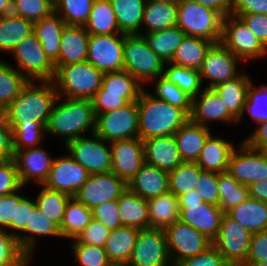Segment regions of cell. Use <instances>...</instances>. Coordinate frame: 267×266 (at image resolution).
Returning a JSON list of instances; mask_svg holds the SVG:
<instances>
[{
    "mask_svg": "<svg viewBox=\"0 0 267 266\" xmlns=\"http://www.w3.org/2000/svg\"><path fill=\"white\" fill-rule=\"evenodd\" d=\"M95 121L90 99L58 97L46 125V135L63 137L66 144L78 137L88 136L87 133L94 134Z\"/></svg>",
    "mask_w": 267,
    "mask_h": 266,
    "instance_id": "1",
    "label": "cell"
},
{
    "mask_svg": "<svg viewBox=\"0 0 267 266\" xmlns=\"http://www.w3.org/2000/svg\"><path fill=\"white\" fill-rule=\"evenodd\" d=\"M58 93L53 81H32L21 90L4 110L8 124H33V122L47 125Z\"/></svg>",
    "mask_w": 267,
    "mask_h": 266,
    "instance_id": "2",
    "label": "cell"
},
{
    "mask_svg": "<svg viewBox=\"0 0 267 266\" xmlns=\"http://www.w3.org/2000/svg\"><path fill=\"white\" fill-rule=\"evenodd\" d=\"M138 105L139 138L174 135L190 116L181 108L157 99L145 88L141 92Z\"/></svg>",
    "mask_w": 267,
    "mask_h": 266,
    "instance_id": "3",
    "label": "cell"
},
{
    "mask_svg": "<svg viewBox=\"0 0 267 266\" xmlns=\"http://www.w3.org/2000/svg\"><path fill=\"white\" fill-rule=\"evenodd\" d=\"M104 73L90 62L60 66L55 71L53 83L58 97L92 99L101 88Z\"/></svg>",
    "mask_w": 267,
    "mask_h": 266,
    "instance_id": "4",
    "label": "cell"
},
{
    "mask_svg": "<svg viewBox=\"0 0 267 266\" xmlns=\"http://www.w3.org/2000/svg\"><path fill=\"white\" fill-rule=\"evenodd\" d=\"M224 15L208 6L191 0L178 3L177 26L187 35L219 43Z\"/></svg>",
    "mask_w": 267,
    "mask_h": 266,
    "instance_id": "5",
    "label": "cell"
},
{
    "mask_svg": "<svg viewBox=\"0 0 267 266\" xmlns=\"http://www.w3.org/2000/svg\"><path fill=\"white\" fill-rule=\"evenodd\" d=\"M124 70L134 76L142 85L150 84L163 76L165 63L156 55L141 34H124Z\"/></svg>",
    "mask_w": 267,
    "mask_h": 266,
    "instance_id": "6",
    "label": "cell"
},
{
    "mask_svg": "<svg viewBox=\"0 0 267 266\" xmlns=\"http://www.w3.org/2000/svg\"><path fill=\"white\" fill-rule=\"evenodd\" d=\"M11 55L16 62L13 67L28 80L53 81L56 71L54 63L42 49L34 32L23 38Z\"/></svg>",
    "mask_w": 267,
    "mask_h": 266,
    "instance_id": "7",
    "label": "cell"
},
{
    "mask_svg": "<svg viewBox=\"0 0 267 266\" xmlns=\"http://www.w3.org/2000/svg\"><path fill=\"white\" fill-rule=\"evenodd\" d=\"M220 42L238 57L243 64L244 62L267 57V49L249 30L244 21L232 14L224 16Z\"/></svg>",
    "mask_w": 267,
    "mask_h": 266,
    "instance_id": "8",
    "label": "cell"
},
{
    "mask_svg": "<svg viewBox=\"0 0 267 266\" xmlns=\"http://www.w3.org/2000/svg\"><path fill=\"white\" fill-rule=\"evenodd\" d=\"M108 144V145H107ZM68 153L77 163L85 168L90 175L110 172L112 154L110 142L95 133L78 137L64 144Z\"/></svg>",
    "mask_w": 267,
    "mask_h": 266,
    "instance_id": "9",
    "label": "cell"
},
{
    "mask_svg": "<svg viewBox=\"0 0 267 266\" xmlns=\"http://www.w3.org/2000/svg\"><path fill=\"white\" fill-rule=\"evenodd\" d=\"M252 233L239 222L224 213L213 246L230 266L246 262Z\"/></svg>",
    "mask_w": 267,
    "mask_h": 266,
    "instance_id": "10",
    "label": "cell"
},
{
    "mask_svg": "<svg viewBox=\"0 0 267 266\" xmlns=\"http://www.w3.org/2000/svg\"><path fill=\"white\" fill-rule=\"evenodd\" d=\"M95 134L107 142L139 138L137 101L129 102L114 111L98 114Z\"/></svg>",
    "mask_w": 267,
    "mask_h": 266,
    "instance_id": "11",
    "label": "cell"
},
{
    "mask_svg": "<svg viewBox=\"0 0 267 266\" xmlns=\"http://www.w3.org/2000/svg\"><path fill=\"white\" fill-rule=\"evenodd\" d=\"M164 232L172 264L194 257L213 245L207 236L180 220Z\"/></svg>",
    "mask_w": 267,
    "mask_h": 266,
    "instance_id": "12",
    "label": "cell"
},
{
    "mask_svg": "<svg viewBox=\"0 0 267 266\" xmlns=\"http://www.w3.org/2000/svg\"><path fill=\"white\" fill-rule=\"evenodd\" d=\"M232 151L228 170L238 183H251L267 179V150L250 148L243 140Z\"/></svg>",
    "mask_w": 267,
    "mask_h": 266,
    "instance_id": "13",
    "label": "cell"
},
{
    "mask_svg": "<svg viewBox=\"0 0 267 266\" xmlns=\"http://www.w3.org/2000/svg\"><path fill=\"white\" fill-rule=\"evenodd\" d=\"M127 266H173L164 230L141 229Z\"/></svg>",
    "mask_w": 267,
    "mask_h": 266,
    "instance_id": "14",
    "label": "cell"
},
{
    "mask_svg": "<svg viewBox=\"0 0 267 266\" xmlns=\"http://www.w3.org/2000/svg\"><path fill=\"white\" fill-rule=\"evenodd\" d=\"M241 64L243 62L221 42L214 43L207 51L200 70L202 82L208 80L205 88L212 89L221 83L235 79L243 72V69L238 71Z\"/></svg>",
    "mask_w": 267,
    "mask_h": 266,
    "instance_id": "15",
    "label": "cell"
},
{
    "mask_svg": "<svg viewBox=\"0 0 267 266\" xmlns=\"http://www.w3.org/2000/svg\"><path fill=\"white\" fill-rule=\"evenodd\" d=\"M123 43V33L90 34L86 61L102 73L124 70Z\"/></svg>",
    "mask_w": 267,
    "mask_h": 266,
    "instance_id": "16",
    "label": "cell"
},
{
    "mask_svg": "<svg viewBox=\"0 0 267 266\" xmlns=\"http://www.w3.org/2000/svg\"><path fill=\"white\" fill-rule=\"evenodd\" d=\"M127 189V183L110 172L89 175L74 196L89 209L104 202L117 200Z\"/></svg>",
    "mask_w": 267,
    "mask_h": 266,
    "instance_id": "17",
    "label": "cell"
},
{
    "mask_svg": "<svg viewBox=\"0 0 267 266\" xmlns=\"http://www.w3.org/2000/svg\"><path fill=\"white\" fill-rule=\"evenodd\" d=\"M89 172L77 163L68 153L56 156L43 186L74 197L88 180Z\"/></svg>",
    "mask_w": 267,
    "mask_h": 266,
    "instance_id": "18",
    "label": "cell"
},
{
    "mask_svg": "<svg viewBox=\"0 0 267 266\" xmlns=\"http://www.w3.org/2000/svg\"><path fill=\"white\" fill-rule=\"evenodd\" d=\"M111 172L128 183L145 164L144 142L140 138L110 142Z\"/></svg>",
    "mask_w": 267,
    "mask_h": 266,
    "instance_id": "19",
    "label": "cell"
},
{
    "mask_svg": "<svg viewBox=\"0 0 267 266\" xmlns=\"http://www.w3.org/2000/svg\"><path fill=\"white\" fill-rule=\"evenodd\" d=\"M55 157L41 146L17 150L13 159L16 163L19 180L23 187L33 182L40 186L46 181Z\"/></svg>",
    "mask_w": 267,
    "mask_h": 266,
    "instance_id": "20",
    "label": "cell"
},
{
    "mask_svg": "<svg viewBox=\"0 0 267 266\" xmlns=\"http://www.w3.org/2000/svg\"><path fill=\"white\" fill-rule=\"evenodd\" d=\"M179 220L214 240L218 235L224 212L219 206L203 202L179 203Z\"/></svg>",
    "mask_w": 267,
    "mask_h": 266,
    "instance_id": "21",
    "label": "cell"
},
{
    "mask_svg": "<svg viewBox=\"0 0 267 266\" xmlns=\"http://www.w3.org/2000/svg\"><path fill=\"white\" fill-rule=\"evenodd\" d=\"M190 120L209 128L210 122L238 124L239 121L228 111L225 103L213 89L204 88L193 100Z\"/></svg>",
    "mask_w": 267,
    "mask_h": 266,
    "instance_id": "22",
    "label": "cell"
},
{
    "mask_svg": "<svg viewBox=\"0 0 267 266\" xmlns=\"http://www.w3.org/2000/svg\"><path fill=\"white\" fill-rule=\"evenodd\" d=\"M143 142L145 163L166 172L174 170L183 163L174 135L153 137Z\"/></svg>",
    "mask_w": 267,
    "mask_h": 266,
    "instance_id": "23",
    "label": "cell"
},
{
    "mask_svg": "<svg viewBox=\"0 0 267 266\" xmlns=\"http://www.w3.org/2000/svg\"><path fill=\"white\" fill-rule=\"evenodd\" d=\"M89 36L84 26L65 25L61 35L59 58L54 63L55 69L86 61Z\"/></svg>",
    "mask_w": 267,
    "mask_h": 266,
    "instance_id": "24",
    "label": "cell"
},
{
    "mask_svg": "<svg viewBox=\"0 0 267 266\" xmlns=\"http://www.w3.org/2000/svg\"><path fill=\"white\" fill-rule=\"evenodd\" d=\"M127 188L146 201L150 200L169 191L168 172L145 163L127 183Z\"/></svg>",
    "mask_w": 267,
    "mask_h": 266,
    "instance_id": "25",
    "label": "cell"
},
{
    "mask_svg": "<svg viewBox=\"0 0 267 266\" xmlns=\"http://www.w3.org/2000/svg\"><path fill=\"white\" fill-rule=\"evenodd\" d=\"M211 129L192 122L190 119L174 134L183 162L196 163Z\"/></svg>",
    "mask_w": 267,
    "mask_h": 266,
    "instance_id": "26",
    "label": "cell"
},
{
    "mask_svg": "<svg viewBox=\"0 0 267 266\" xmlns=\"http://www.w3.org/2000/svg\"><path fill=\"white\" fill-rule=\"evenodd\" d=\"M235 147L232 142L211 134L207 138L196 163L203 171L226 172L230 155Z\"/></svg>",
    "mask_w": 267,
    "mask_h": 266,
    "instance_id": "27",
    "label": "cell"
},
{
    "mask_svg": "<svg viewBox=\"0 0 267 266\" xmlns=\"http://www.w3.org/2000/svg\"><path fill=\"white\" fill-rule=\"evenodd\" d=\"M243 72L233 80L221 83L212 89L225 103L228 111L239 121L243 116L248 88L252 82L250 75Z\"/></svg>",
    "mask_w": 267,
    "mask_h": 266,
    "instance_id": "28",
    "label": "cell"
},
{
    "mask_svg": "<svg viewBox=\"0 0 267 266\" xmlns=\"http://www.w3.org/2000/svg\"><path fill=\"white\" fill-rule=\"evenodd\" d=\"M65 25L55 11L33 23V32L41 42L42 49L53 63L59 58L61 35Z\"/></svg>",
    "mask_w": 267,
    "mask_h": 266,
    "instance_id": "29",
    "label": "cell"
},
{
    "mask_svg": "<svg viewBox=\"0 0 267 266\" xmlns=\"http://www.w3.org/2000/svg\"><path fill=\"white\" fill-rule=\"evenodd\" d=\"M177 19L178 4L146 1L141 27V30L142 28L146 30L141 32V35L177 26Z\"/></svg>",
    "mask_w": 267,
    "mask_h": 266,
    "instance_id": "30",
    "label": "cell"
},
{
    "mask_svg": "<svg viewBox=\"0 0 267 266\" xmlns=\"http://www.w3.org/2000/svg\"><path fill=\"white\" fill-rule=\"evenodd\" d=\"M149 228L165 230L179 220L178 197L172 192L147 200Z\"/></svg>",
    "mask_w": 267,
    "mask_h": 266,
    "instance_id": "31",
    "label": "cell"
},
{
    "mask_svg": "<svg viewBox=\"0 0 267 266\" xmlns=\"http://www.w3.org/2000/svg\"><path fill=\"white\" fill-rule=\"evenodd\" d=\"M122 226L141 229L149 228L147 201L128 188L117 199Z\"/></svg>",
    "mask_w": 267,
    "mask_h": 266,
    "instance_id": "32",
    "label": "cell"
},
{
    "mask_svg": "<svg viewBox=\"0 0 267 266\" xmlns=\"http://www.w3.org/2000/svg\"><path fill=\"white\" fill-rule=\"evenodd\" d=\"M213 44L207 39L186 35L169 63L200 71L205 55Z\"/></svg>",
    "mask_w": 267,
    "mask_h": 266,
    "instance_id": "33",
    "label": "cell"
},
{
    "mask_svg": "<svg viewBox=\"0 0 267 266\" xmlns=\"http://www.w3.org/2000/svg\"><path fill=\"white\" fill-rule=\"evenodd\" d=\"M227 214L252 234L267 230V203L248 198Z\"/></svg>",
    "mask_w": 267,
    "mask_h": 266,
    "instance_id": "34",
    "label": "cell"
},
{
    "mask_svg": "<svg viewBox=\"0 0 267 266\" xmlns=\"http://www.w3.org/2000/svg\"><path fill=\"white\" fill-rule=\"evenodd\" d=\"M139 231L138 228L127 226L111 230L104 249L112 263L129 262Z\"/></svg>",
    "mask_w": 267,
    "mask_h": 266,
    "instance_id": "35",
    "label": "cell"
},
{
    "mask_svg": "<svg viewBox=\"0 0 267 266\" xmlns=\"http://www.w3.org/2000/svg\"><path fill=\"white\" fill-rule=\"evenodd\" d=\"M147 0H110L123 34H141L144 8Z\"/></svg>",
    "mask_w": 267,
    "mask_h": 266,
    "instance_id": "36",
    "label": "cell"
},
{
    "mask_svg": "<svg viewBox=\"0 0 267 266\" xmlns=\"http://www.w3.org/2000/svg\"><path fill=\"white\" fill-rule=\"evenodd\" d=\"M93 220L92 209L71 197L59 226L62 239H76Z\"/></svg>",
    "mask_w": 267,
    "mask_h": 266,
    "instance_id": "37",
    "label": "cell"
},
{
    "mask_svg": "<svg viewBox=\"0 0 267 266\" xmlns=\"http://www.w3.org/2000/svg\"><path fill=\"white\" fill-rule=\"evenodd\" d=\"M145 87L129 72L120 70L104 73L101 88L96 93L121 94L128 102L139 99Z\"/></svg>",
    "mask_w": 267,
    "mask_h": 266,
    "instance_id": "38",
    "label": "cell"
},
{
    "mask_svg": "<svg viewBox=\"0 0 267 266\" xmlns=\"http://www.w3.org/2000/svg\"><path fill=\"white\" fill-rule=\"evenodd\" d=\"M33 32V23L13 14L0 16V51L12 53L20 41Z\"/></svg>",
    "mask_w": 267,
    "mask_h": 266,
    "instance_id": "39",
    "label": "cell"
},
{
    "mask_svg": "<svg viewBox=\"0 0 267 266\" xmlns=\"http://www.w3.org/2000/svg\"><path fill=\"white\" fill-rule=\"evenodd\" d=\"M143 36L151 50L164 63H169L186 34L178 26H174L163 31L144 33Z\"/></svg>",
    "mask_w": 267,
    "mask_h": 266,
    "instance_id": "40",
    "label": "cell"
},
{
    "mask_svg": "<svg viewBox=\"0 0 267 266\" xmlns=\"http://www.w3.org/2000/svg\"><path fill=\"white\" fill-rule=\"evenodd\" d=\"M84 27L89 34L93 35L121 33L110 0L94 1Z\"/></svg>",
    "mask_w": 267,
    "mask_h": 266,
    "instance_id": "41",
    "label": "cell"
},
{
    "mask_svg": "<svg viewBox=\"0 0 267 266\" xmlns=\"http://www.w3.org/2000/svg\"><path fill=\"white\" fill-rule=\"evenodd\" d=\"M25 196L15 207L14 220L10 223V234L17 238L22 250L30 257V219L35 199Z\"/></svg>",
    "mask_w": 267,
    "mask_h": 266,
    "instance_id": "42",
    "label": "cell"
},
{
    "mask_svg": "<svg viewBox=\"0 0 267 266\" xmlns=\"http://www.w3.org/2000/svg\"><path fill=\"white\" fill-rule=\"evenodd\" d=\"M28 81L12 64L0 59V110L20 95Z\"/></svg>",
    "mask_w": 267,
    "mask_h": 266,
    "instance_id": "43",
    "label": "cell"
},
{
    "mask_svg": "<svg viewBox=\"0 0 267 266\" xmlns=\"http://www.w3.org/2000/svg\"><path fill=\"white\" fill-rule=\"evenodd\" d=\"M168 65V66H167ZM163 77L176 84L192 100L205 88L200 71L165 63Z\"/></svg>",
    "mask_w": 267,
    "mask_h": 266,
    "instance_id": "44",
    "label": "cell"
},
{
    "mask_svg": "<svg viewBox=\"0 0 267 266\" xmlns=\"http://www.w3.org/2000/svg\"><path fill=\"white\" fill-rule=\"evenodd\" d=\"M218 187L219 207L224 213L250 198L248 186L238 183L227 171L218 173Z\"/></svg>",
    "mask_w": 267,
    "mask_h": 266,
    "instance_id": "45",
    "label": "cell"
},
{
    "mask_svg": "<svg viewBox=\"0 0 267 266\" xmlns=\"http://www.w3.org/2000/svg\"><path fill=\"white\" fill-rule=\"evenodd\" d=\"M70 195L47 189L43 185L35 197L40 212L60 226Z\"/></svg>",
    "mask_w": 267,
    "mask_h": 266,
    "instance_id": "46",
    "label": "cell"
},
{
    "mask_svg": "<svg viewBox=\"0 0 267 266\" xmlns=\"http://www.w3.org/2000/svg\"><path fill=\"white\" fill-rule=\"evenodd\" d=\"M202 171L197 163H181L177 168L168 172L169 191L178 197L196 190Z\"/></svg>",
    "mask_w": 267,
    "mask_h": 266,
    "instance_id": "47",
    "label": "cell"
},
{
    "mask_svg": "<svg viewBox=\"0 0 267 266\" xmlns=\"http://www.w3.org/2000/svg\"><path fill=\"white\" fill-rule=\"evenodd\" d=\"M95 0H54L55 12L66 25L84 26Z\"/></svg>",
    "mask_w": 267,
    "mask_h": 266,
    "instance_id": "48",
    "label": "cell"
},
{
    "mask_svg": "<svg viewBox=\"0 0 267 266\" xmlns=\"http://www.w3.org/2000/svg\"><path fill=\"white\" fill-rule=\"evenodd\" d=\"M12 129L13 150H23L42 145L46 136V126L40 122L33 124H8Z\"/></svg>",
    "mask_w": 267,
    "mask_h": 266,
    "instance_id": "49",
    "label": "cell"
},
{
    "mask_svg": "<svg viewBox=\"0 0 267 266\" xmlns=\"http://www.w3.org/2000/svg\"><path fill=\"white\" fill-rule=\"evenodd\" d=\"M32 259L22 250L16 237L0 229V266H30Z\"/></svg>",
    "mask_w": 267,
    "mask_h": 266,
    "instance_id": "50",
    "label": "cell"
},
{
    "mask_svg": "<svg viewBox=\"0 0 267 266\" xmlns=\"http://www.w3.org/2000/svg\"><path fill=\"white\" fill-rule=\"evenodd\" d=\"M154 93L157 99L164 100L169 104L183 109L189 116L192 110V99L187 96L176 84L171 83L163 76H159L150 84L154 83Z\"/></svg>",
    "mask_w": 267,
    "mask_h": 266,
    "instance_id": "51",
    "label": "cell"
},
{
    "mask_svg": "<svg viewBox=\"0 0 267 266\" xmlns=\"http://www.w3.org/2000/svg\"><path fill=\"white\" fill-rule=\"evenodd\" d=\"M248 112L254 124H260L267 121V85H255L251 82L245 103L243 116L239 123L244 120V115ZM243 119V120H242Z\"/></svg>",
    "mask_w": 267,
    "mask_h": 266,
    "instance_id": "52",
    "label": "cell"
},
{
    "mask_svg": "<svg viewBox=\"0 0 267 266\" xmlns=\"http://www.w3.org/2000/svg\"><path fill=\"white\" fill-rule=\"evenodd\" d=\"M54 11V0H13L11 14L35 23Z\"/></svg>",
    "mask_w": 267,
    "mask_h": 266,
    "instance_id": "53",
    "label": "cell"
},
{
    "mask_svg": "<svg viewBox=\"0 0 267 266\" xmlns=\"http://www.w3.org/2000/svg\"><path fill=\"white\" fill-rule=\"evenodd\" d=\"M46 236L62 238L59 226L54 221L49 220L48 217L43 215L39 208L35 206L30 219V258H34L33 254L36 253L33 251H36V246H38L37 238L40 239V237Z\"/></svg>",
    "mask_w": 267,
    "mask_h": 266,
    "instance_id": "54",
    "label": "cell"
},
{
    "mask_svg": "<svg viewBox=\"0 0 267 266\" xmlns=\"http://www.w3.org/2000/svg\"><path fill=\"white\" fill-rule=\"evenodd\" d=\"M71 242L74 261L81 266H109L112 263L104 247L79 243L76 239Z\"/></svg>",
    "mask_w": 267,
    "mask_h": 266,
    "instance_id": "55",
    "label": "cell"
},
{
    "mask_svg": "<svg viewBox=\"0 0 267 266\" xmlns=\"http://www.w3.org/2000/svg\"><path fill=\"white\" fill-rule=\"evenodd\" d=\"M196 191L204 202L219 206L218 173L202 171L196 185Z\"/></svg>",
    "mask_w": 267,
    "mask_h": 266,
    "instance_id": "56",
    "label": "cell"
},
{
    "mask_svg": "<svg viewBox=\"0 0 267 266\" xmlns=\"http://www.w3.org/2000/svg\"><path fill=\"white\" fill-rule=\"evenodd\" d=\"M22 187L14 159L0 162V196L15 193Z\"/></svg>",
    "mask_w": 267,
    "mask_h": 266,
    "instance_id": "57",
    "label": "cell"
},
{
    "mask_svg": "<svg viewBox=\"0 0 267 266\" xmlns=\"http://www.w3.org/2000/svg\"><path fill=\"white\" fill-rule=\"evenodd\" d=\"M93 219L106 228L114 230L122 227L117 200L101 203L92 209Z\"/></svg>",
    "mask_w": 267,
    "mask_h": 266,
    "instance_id": "58",
    "label": "cell"
},
{
    "mask_svg": "<svg viewBox=\"0 0 267 266\" xmlns=\"http://www.w3.org/2000/svg\"><path fill=\"white\" fill-rule=\"evenodd\" d=\"M110 232V229L93 219L76 240L79 243L104 247Z\"/></svg>",
    "mask_w": 267,
    "mask_h": 266,
    "instance_id": "59",
    "label": "cell"
},
{
    "mask_svg": "<svg viewBox=\"0 0 267 266\" xmlns=\"http://www.w3.org/2000/svg\"><path fill=\"white\" fill-rule=\"evenodd\" d=\"M173 266H230L212 245L204 252L173 264Z\"/></svg>",
    "mask_w": 267,
    "mask_h": 266,
    "instance_id": "60",
    "label": "cell"
},
{
    "mask_svg": "<svg viewBox=\"0 0 267 266\" xmlns=\"http://www.w3.org/2000/svg\"><path fill=\"white\" fill-rule=\"evenodd\" d=\"M91 101L95 117L98 114L114 111L129 103L121 94L114 93H95Z\"/></svg>",
    "mask_w": 267,
    "mask_h": 266,
    "instance_id": "61",
    "label": "cell"
},
{
    "mask_svg": "<svg viewBox=\"0 0 267 266\" xmlns=\"http://www.w3.org/2000/svg\"><path fill=\"white\" fill-rule=\"evenodd\" d=\"M15 193L0 196V229L10 230V223L14 220L15 207L25 197L21 190Z\"/></svg>",
    "mask_w": 267,
    "mask_h": 266,
    "instance_id": "62",
    "label": "cell"
},
{
    "mask_svg": "<svg viewBox=\"0 0 267 266\" xmlns=\"http://www.w3.org/2000/svg\"><path fill=\"white\" fill-rule=\"evenodd\" d=\"M14 156L12 129L8 125L5 113L0 110V162Z\"/></svg>",
    "mask_w": 267,
    "mask_h": 266,
    "instance_id": "63",
    "label": "cell"
},
{
    "mask_svg": "<svg viewBox=\"0 0 267 266\" xmlns=\"http://www.w3.org/2000/svg\"><path fill=\"white\" fill-rule=\"evenodd\" d=\"M240 17L248 26L249 30L257 37L261 44L267 49V15L245 14L234 15Z\"/></svg>",
    "mask_w": 267,
    "mask_h": 266,
    "instance_id": "64",
    "label": "cell"
},
{
    "mask_svg": "<svg viewBox=\"0 0 267 266\" xmlns=\"http://www.w3.org/2000/svg\"><path fill=\"white\" fill-rule=\"evenodd\" d=\"M246 262H267V230L252 234Z\"/></svg>",
    "mask_w": 267,
    "mask_h": 266,
    "instance_id": "65",
    "label": "cell"
},
{
    "mask_svg": "<svg viewBox=\"0 0 267 266\" xmlns=\"http://www.w3.org/2000/svg\"><path fill=\"white\" fill-rule=\"evenodd\" d=\"M232 15H267V0H232Z\"/></svg>",
    "mask_w": 267,
    "mask_h": 266,
    "instance_id": "66",
    "label": "cell"
},
{
    "mask_svg": "<svg viewBox=\"0 0 267 266\" xmlns=\"http://www.w3.org/2000/svg\"><path fill=\"white\" fill-rule=\"evenodd\" d=\"M257 128L243 141L253 149L267 150V121L257 124Z\"/></svg>",
    "mask_w": 267,
    "mask_h": 266,
    "instance_id": "67",
    "label": "cell"
},
{
    "mask_svg": "<svg viewBox=\"0 0 267 266\" xmlns=\"http://www.w3.org/2000/svg\"><path fill=\"white\" fill-rule=\"evenodd\" d=\"M198 4L208 6L214 10L221 12L224 16L231 14L232 0H191Z\"/></svg>",
    "mask_w": 267,
    "mask_h": 266,
    "instance_id": "68",
    "label": "cell"
},
{
    "mask_svg": "<svg viewBox=\"0 0 267 266\" xmlns=\"http://www.w3.org/2000/svg\"><path fill=\"white\" fill-rule=\"evenodd\" d=\"M249 197L267 203V179L248 186Z\"/></svg>",
    "mask_w": 267,
    "mask_h": 266,
    "instance_id": "69",
    "label": "cell"
},
{
    "mask_svg": "<svg viewBox=\"0 0 267 266\" xmlns=\"http://www.w3.org/2000/svg\"><path fill=\"white\" fill-rule=\"evenodd\" d=\"M203 202H204V200L202 199V197L200 196V194L196 190H193L189 193L178 196V203H198V204H201Z\"/></svg>",
    "mask_w": 267,
    "mask_h": 266,
    "instance_id": "70",
    "label": "cell"
},
{
    "mask_svg": "<svg viewBox=\"0 0 267 266\" xmlns=\"http://www.w3.org/2000/svg\"><path fill=\"white\" fill-rule=\"evenodd\" d=\"M13 0H0V16L11 14Z\"/></svg>",
    "mask_w": 267,
    "mask_h": 266,
    "instance_id": "71",
    "label": "cell"
},
{
    "mask_svg": "<svg viewBox=\"0 0 267 266\" xmlns=\"http://www.w3.org/2000/svg\"><path fill=\"white\" fill-rule=\"evenodd\" d=\"M240 266H267V262H245Z\"/></svg>",
    "mask_w": 267,
    "mask_h": 266,
    "instance_id": "72",
    "label": "cell"
},
{
    "mask_svg": "<svg viewBox=\"0 0 267 266\" xmlns=\"http://www.w3.org/2000/svg\"><path fill=\"white\" fill-rule=\"evenodd\" d=\"M147 1H155V2H171V3H176L178 4L182 0H147Z\"/></svg>",
    "mask_w": 267,
    "mask_h": 266,
    "instance_id": "73",
    "label": "cell"
},
{
    "mask_svg": "<svg viewBox=\"0 0 267 266\" xmlns=\"http://www.w3.org/2000/svg\"><path fill=\"white\" fill-rule=\"evenodd\" d=\"M109 266H127V264H124V263H111Z\"/></svg>",
    "mask_w": 267,
    "mask_h": 266,
    "instance_id": "74",
    "label": "cell"
}]
</instances>
